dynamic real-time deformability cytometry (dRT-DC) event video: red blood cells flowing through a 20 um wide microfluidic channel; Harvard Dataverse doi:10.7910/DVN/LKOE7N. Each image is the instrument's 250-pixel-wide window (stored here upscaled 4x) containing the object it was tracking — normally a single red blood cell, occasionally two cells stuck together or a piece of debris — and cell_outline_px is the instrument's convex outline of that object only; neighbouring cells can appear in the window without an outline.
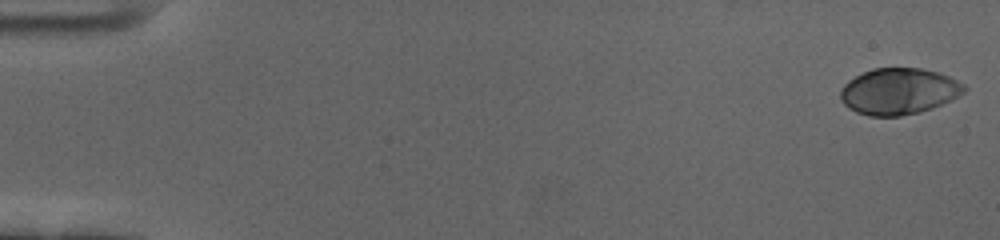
{"species": "human", "species_latin": "Homo sapiens", "temperature_condition": "cold", "stored_images_in_passage": 59, "camera_frame_rate_fps": 3000, "um_per_image_px": 0.085, "donor": {"sex": "female"}, "frame": {"image": 1, "passage_image": 1, "time_ms": 0.0, "image_size_px": [1000, 240], "cell_outline_px": [[968, 88], [964, 92], [952, 100], [932, 108], [920, 112], [900, 116], [868, 116], [856, 112], [848, 108], [840, 100], [840, 92], [844, 84], [848, 80], [872, 68], [920, 68], [940, 72], [964, 84]], "centroid_in_image_um": [76.4, 7.76], "position_along_channel_um": 8.6, "area_um2": 33.58}}
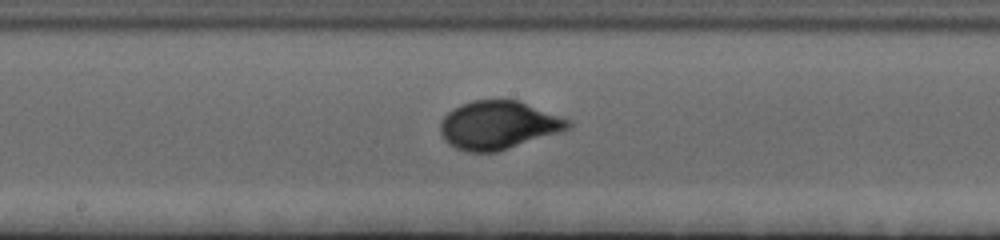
{"frame": {"image": 2, "passage_image": 32, "time_ms": 10.333, "image_size_px": [1000, 240], "cell_outline_px": [[572, 128], [560, 132], [496, 152], [468, 152], [456, 148], [448, 144], [444, 140], [440, 132], [440, 124], [444, 116], [452, 108], [460, 104], [472, 100], [520, 100], [568, 120], [572, 124]], "centroid_in_image_um": [42.32, 10.63], "position_along_channel_um": 205.9, "area_um2": 35.89}}
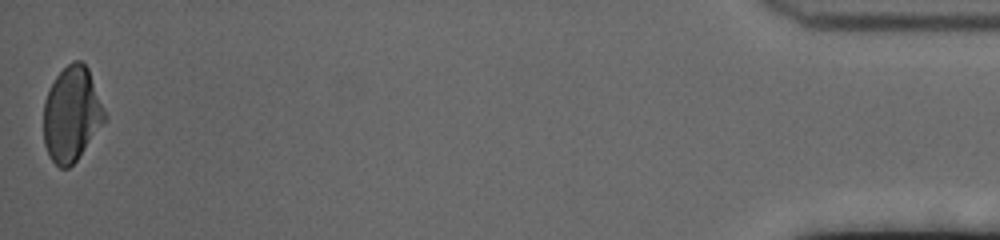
{"frame": {"image": 3, "passage_image": 59, "time_ms": 19.333, "image_size_px": [1000, 240], "cell_outline_px": [[108, 116], [76, 160], [68, 168], [60, 168], [52, 160], [44, 144], [44, 100], [56, 76], [72, 60], [80, 60], [88, 68]], "centroid_in_image_um": [6.1, 9.68], "position_along_channel_um": 429.1, "area_um2": 33.41}, "authors_computed_cell_mechanics": {"area_um2": 33.6396, "velocity_mm_per_s": 3.4298, "shape_relaxation_time_tau1_ms": 3.3415, "shape_relaxation_time_tau2_ms": null, "deformation_change_tau1": 0.1747, "deformation_change_tau2": null}}